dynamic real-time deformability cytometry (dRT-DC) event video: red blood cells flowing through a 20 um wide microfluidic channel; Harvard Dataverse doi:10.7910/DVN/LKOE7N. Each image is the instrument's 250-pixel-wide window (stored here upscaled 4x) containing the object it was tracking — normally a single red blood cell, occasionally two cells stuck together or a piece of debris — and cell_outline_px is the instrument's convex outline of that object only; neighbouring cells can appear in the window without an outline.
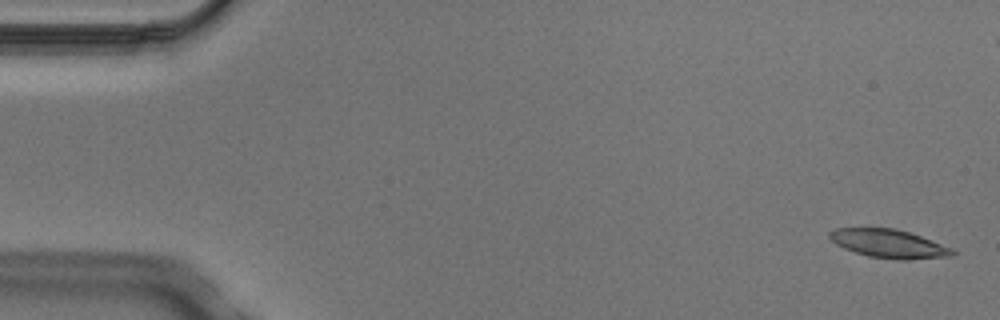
{"species": "Egyptian fruit bat (a non-hibernating species)", "species_latin": "Rousettus aegyptiacus", "temperature_condition": "cold", "stored_images_in_passage": 3, "camera_frame_rate_fps": 3000, "um_per_image_px": 0.085, "animal": {"sex": "male"}, "frame": {"image": 1, "passage_image": 1, "time_ms": 0.0, "image_size_px": [1000, 320], "cell_outline_px": [[956, 256], [904, 260], [900, 260], [868, 256], [844, 248], [836, 244], [828, 236], [828, 232], [836, 228], [892, 228], [908, 232], [932, 240], [952, 248], [956, 252]], "centroid_in_image_um": [75.58, 20.72], "position_along_channel_um": 9.4, "area_um2": 20.35}}